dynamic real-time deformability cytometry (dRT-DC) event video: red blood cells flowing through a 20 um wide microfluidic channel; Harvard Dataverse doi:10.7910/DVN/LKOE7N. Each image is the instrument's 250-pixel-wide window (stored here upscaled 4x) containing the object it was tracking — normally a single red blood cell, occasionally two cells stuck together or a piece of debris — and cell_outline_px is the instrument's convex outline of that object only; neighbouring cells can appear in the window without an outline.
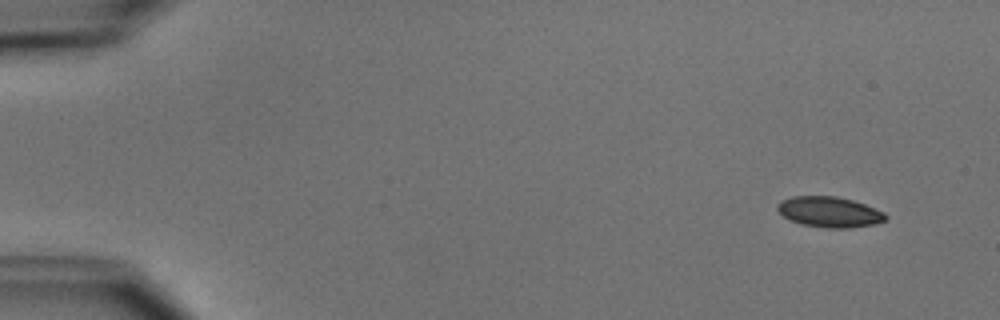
{"species": "common noctule bat (a hibernating species)", "species_latin": "Nyctalus noctula", "temperature_condition": "cold", "stored_images_in_passage": 6, "camera_frame_rate_fps": 3000, "um_per_image_px": 0.085, "animal": {"sex": "male", "body_mass_g": 15.6}, "frame": {"image": 1, "passage_image": 1, "time_ms": 0.0, "image_size_px": [1000, 320], "cell_outline_px": [[888, 220], [876, 224], [852, 228], [824, 228], [800, 224], [788, 220], [776, 208], [776, 204], [780, 200], [792, 196], [836, 196], [852, 200], [864, 204], [884, 212], [888, 216]], "centroid_in_image_um": [70.5, 18.03], "position_along_channel_um": 14.5, "area_um2": 19.59}}
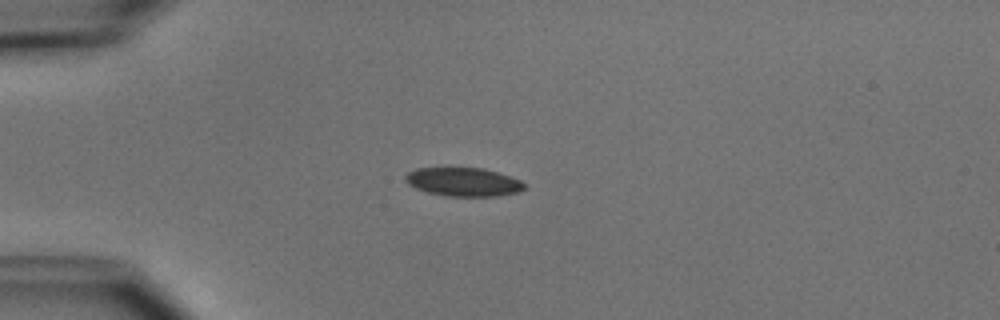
{"frame": {"image": 2, "passage_image": 4, "time_ms": 3.333, "image_size_px": [1000, 320], "cell_outline_px": [[524, 188], [520, 192], [496, 196], [448, 196], [428, 192], [416, 188], [408, 184], [404, 180], [404, 176], [408, 172], [416, 168], [484, 168], [520, 180], [524, 184]], "centroid_in_image_um": [39.36, 15.46], "position_along_channel_um": 45.6, "area_um2": 19.71}}